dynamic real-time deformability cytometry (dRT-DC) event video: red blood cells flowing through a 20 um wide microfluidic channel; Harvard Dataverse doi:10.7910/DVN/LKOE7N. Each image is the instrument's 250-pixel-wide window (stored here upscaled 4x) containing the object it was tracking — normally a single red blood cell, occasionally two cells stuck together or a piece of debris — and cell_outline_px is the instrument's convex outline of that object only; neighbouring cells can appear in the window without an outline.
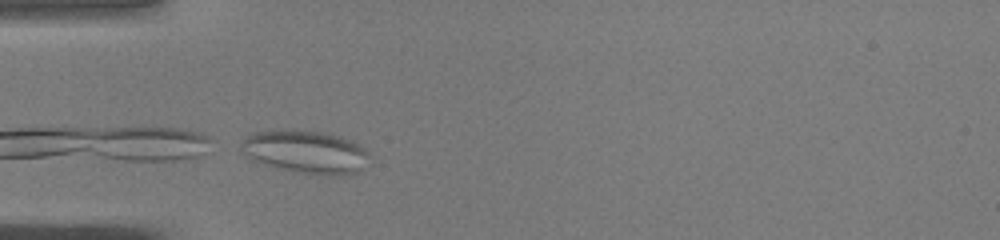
{"species": "common noctule bat (a hibernating species)", "species_latin": "Nyctalus noctula", "temperature_condition": "warm", "stored_images_in_passage": 23, "camera_frame_rate_fps": 3000, "um_per_image_px": 0.085, "animal": {"sex": "male", "body_mass_g": 19.0, "forearm_length_mm": 50.8}, "frame": {"image": 1, "passage_image": 1, "time_ms": 0.0, "image_size_px": [1000, 240], "cell_outline_px": [[368, 156], [364, 168], [360, 172], [340, 176], [328, 176], [300, 172], [276, 168], [252, 160], [244, 156], [240, 152], [240, 144], [252, 132], [324, 132], [340, 136], [352, 140], [360, 144], [368, 152]], "centroid_in_image_um": [26.02, 12.96], "position_along_channel_um": 59.0, "area_um2": 31.85}}
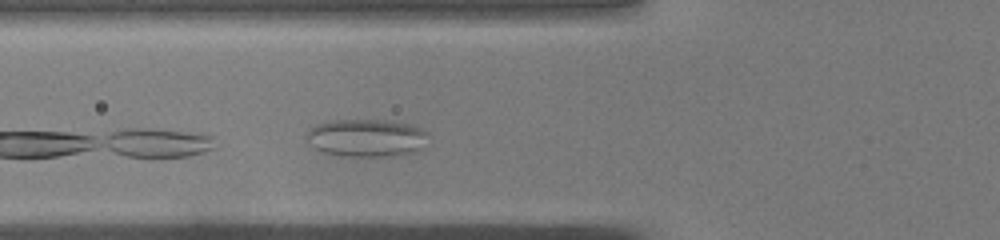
{"frame": {"image": 2, "passage_image": 4, "time_ms": 1.0, "image_size_px": [1000, 240], "cell_outline_px": [[432, 136], [424, 148], [416, 152], [400, 156], [340, 156], [324, 152], [308, 144], [308, 132], [316, 124], [336, 120], [380, 120], [412, 124], [428, 132]], "centroid_in_image_um": [31.26, 11.74], "position_along_channel_um": 94.5, "area_um2": 27.17}}